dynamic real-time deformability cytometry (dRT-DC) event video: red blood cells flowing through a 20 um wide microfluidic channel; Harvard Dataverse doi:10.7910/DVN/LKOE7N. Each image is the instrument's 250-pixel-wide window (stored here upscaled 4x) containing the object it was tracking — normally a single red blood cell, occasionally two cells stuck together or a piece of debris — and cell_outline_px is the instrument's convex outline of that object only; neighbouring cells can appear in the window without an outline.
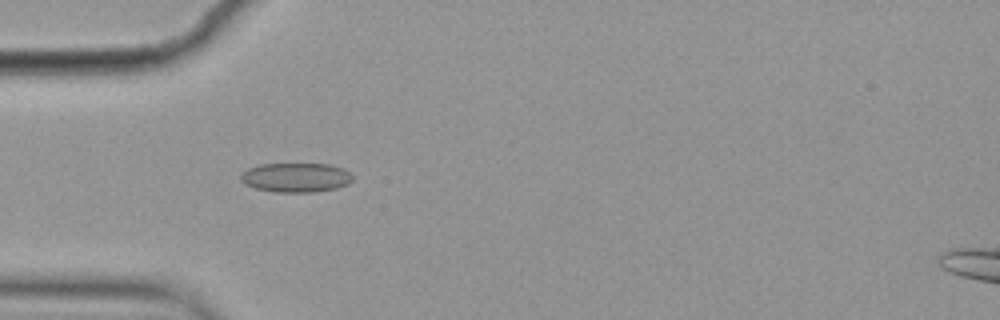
{"species": "common noctule bat (a hibernating species)", "species_latin": "Nyctalus noctula", "temperature_condition": "cold", "stored_images_in_passage": 6, "camera_frame_rate_fps": 3000, "um_per_image_px": 0.085, "animal": {"sex": "female", "body_mass_g": 19.9}, "frame": {"image": 1, "passage_image": 5, "time_ms": 1.333, "image_size_px": [1000, 320], "cell_outline_px": [[352, 180], [348, 184], [336, 188], [316, 192], [276, 192], [256, 188], [244, 184], [240, 180], [240, 176], [248, 168], [260, 164], [328, 164], [344, 168], [352, 176]], "centroid_in_image_um": [25.15, 15.09], "position_along_channel_um": 59.8, "area_um2": 19.13}}
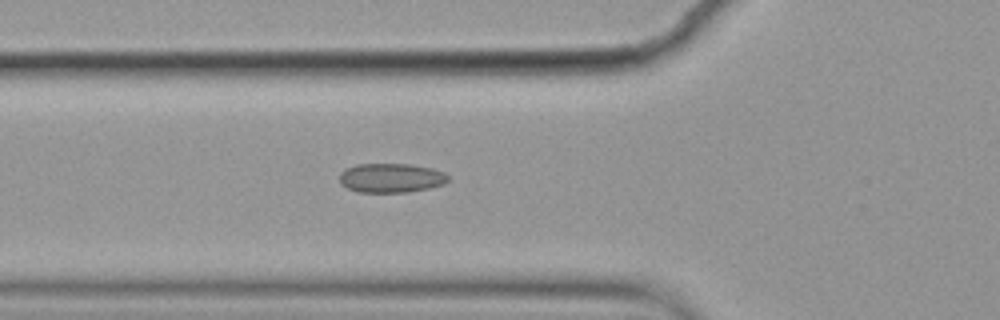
{"frame": {"image": 2, "passage_image": 6, "time_ms": 1.667, "image_size_px": [1000, 320], "cell_outline_px": [[448, 180], [444, 184], [428, 188], [408, 192], [360, 192], [348, 188], [340, 184], [340, 172], [344, 168], [356, 164], [412, 164], [432, 168], [444, 172], [448, 176]], "centroid_in_image_um": [33.22, 15.11], "position_along_channel_um": 92.6, "area_um2": 18.61}}